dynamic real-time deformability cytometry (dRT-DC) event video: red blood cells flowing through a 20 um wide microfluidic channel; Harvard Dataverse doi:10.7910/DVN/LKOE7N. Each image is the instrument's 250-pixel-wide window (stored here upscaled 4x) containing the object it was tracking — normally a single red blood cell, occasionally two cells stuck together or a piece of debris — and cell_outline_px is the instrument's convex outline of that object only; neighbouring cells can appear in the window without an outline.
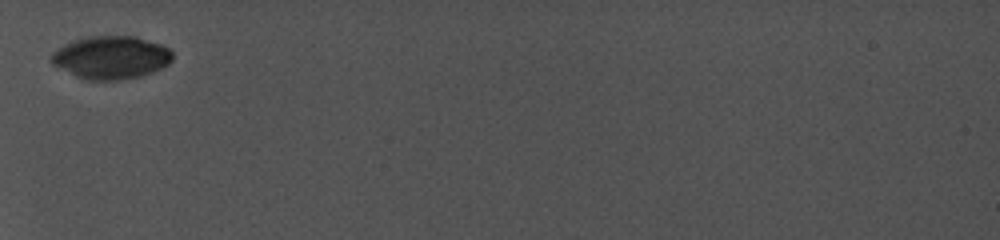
{"species": "common noctule bat (a hibernating species)", "species_latin": "Nyctalus noctula", "temperature_condition": "cold", "stored_images_in_passage": 4, "camera_frame_rate_fps": 5000, "um_per_image_px": 0.085, "animal": {"sex": "female", "body_mass_g": 19.0, "forearm_length_mm": 56.7}, "frame": {"image": 1, "passage_image": 1, "time_ms": 0.0, "image_size_px": [1000, 240], "cell_outline_px": [[172, 60], [168, 64], [152, 72], [140, 76], [120, 80], [88, 80], [76, 76], [52, 64], [48, 60], [52, 52], [64, 44], [76, 40], [92, 36], [136, 36], [160, 44], [168, 48], [172, 52]], "centroid_in_image_um": [9.42, 4.88], "position_along_channel_um": 75.6, "area_um2": 30.23}}